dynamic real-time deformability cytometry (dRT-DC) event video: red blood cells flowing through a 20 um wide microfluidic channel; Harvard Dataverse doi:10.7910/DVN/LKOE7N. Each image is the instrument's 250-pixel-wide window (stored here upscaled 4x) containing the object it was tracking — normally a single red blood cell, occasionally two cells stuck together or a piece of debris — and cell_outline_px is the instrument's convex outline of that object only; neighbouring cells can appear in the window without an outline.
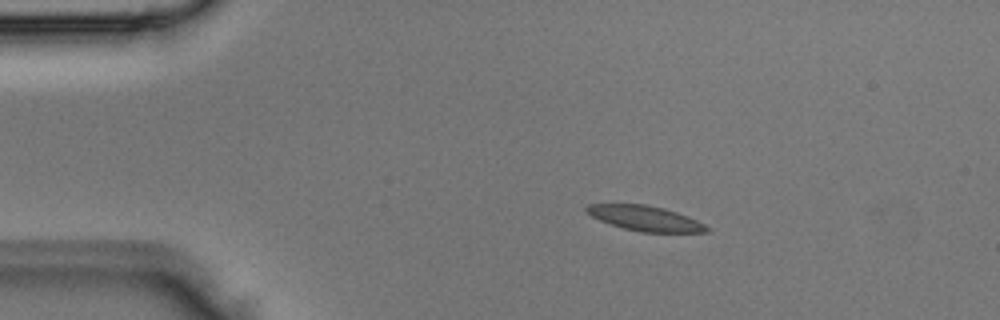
{"species": "Egyptian fruit bat (a non-hibernating species)", "species_latin": "Rousettus aegyptiacus", "temperature_condition": "room temperature", "stored_images_in_passage": 3, "camera_frame_rate_fps": 3000, "um_per_image_px": 0.085, "animal": {"sex": "male"}, "frame": {"image": 1, "passage_image": 2, "time_ms": 0.333, "image_size_px": [1000, 320], "cell_outline_px": [[712, 232], [640, 232], [624, 228], [600, 220], [592, 216], [584, 208], [588, 204], [644, 204], [664, 208], [688, 216], [712, 228]], "centroid_in_image_um": [54.89, 18.56], "position_along_channel_um": 30.1, "area_um2": 17.46}}